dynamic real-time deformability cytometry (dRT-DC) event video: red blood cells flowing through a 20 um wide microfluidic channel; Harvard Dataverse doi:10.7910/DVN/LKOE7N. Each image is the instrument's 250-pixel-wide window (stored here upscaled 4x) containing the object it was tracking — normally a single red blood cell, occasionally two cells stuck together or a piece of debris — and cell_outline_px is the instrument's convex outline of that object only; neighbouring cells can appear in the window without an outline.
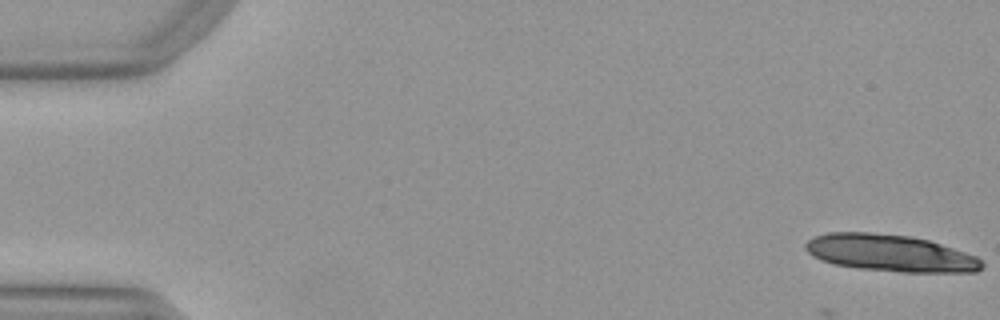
{"species": "Egyptian fruit bat (a non-hibernating species)", "species_latin": "Rousettus aegyptiacus", "temperature_condition": "warm", "stored_images_in_passage": 6, "camera_frame_rate_fps": 3000, "um_per_image_px": 0.085, "animal": {"sex": "female"}, "frame": {"image": 1, "passage_image": 1, "time_ms": 0.0, "image_size_px": [1000, 320], "cell_outline_px": [[984, 264], [976, 272], [900, 272], [856, 268], [832, 264], [820, 260], [812, 256], [804, 248], [804, 244], [808, 240], [816, 236], [828, 232], [868, 232], [908, 236], [928, 240], [976, 256]], "centroid_in_image_um": [75.61, 21.52], "position_along_channel_um": 9.4, "area_um2": 37.86}}